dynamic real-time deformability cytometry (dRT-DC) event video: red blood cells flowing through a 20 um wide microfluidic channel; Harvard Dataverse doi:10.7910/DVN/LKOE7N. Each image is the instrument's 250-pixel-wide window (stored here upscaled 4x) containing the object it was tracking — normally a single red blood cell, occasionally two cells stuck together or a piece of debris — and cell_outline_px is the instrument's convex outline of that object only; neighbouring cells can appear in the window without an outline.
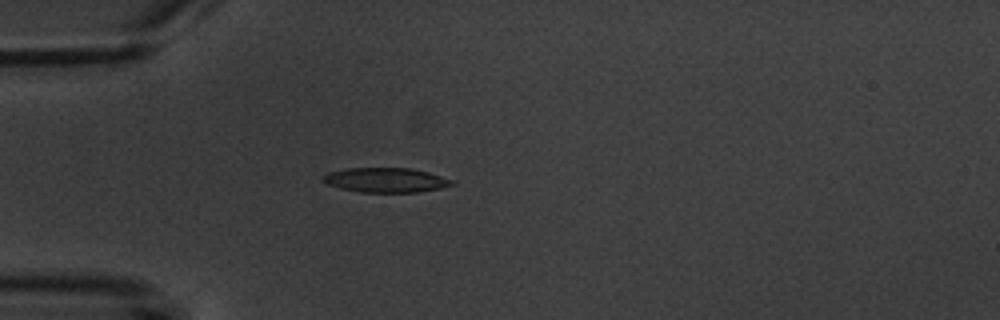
{"species": "common noctule bat (a hibernating species)", "species_latin": "Nyctalus noctula", "temperature_condition": "warm", "stored_images_in_passage": 4, "camera_frame_rate_fps": 3000, "um_per_image_px": 0.085, "animal": {"sex": "male", "body_mass_g": 20.1, "forearm_length_mm": 53.5}, "frame": {"image": 1, "passage_image": 4, "time_ms": 4.667, "image_size_px": [1000, 320], "cell_outline_px": [[456, 184], [440, 188], [416, 192], [360, 192], [340, 188], [328, 184], [320, 180], [320, 176], [328, 172], [344, 168], [412, 168], [428, 172], [456, 180]], "centroid_in_image_um": [32.78, 15.29], "position_along_channel_um": 52.2, "area_um2": 18.73}}